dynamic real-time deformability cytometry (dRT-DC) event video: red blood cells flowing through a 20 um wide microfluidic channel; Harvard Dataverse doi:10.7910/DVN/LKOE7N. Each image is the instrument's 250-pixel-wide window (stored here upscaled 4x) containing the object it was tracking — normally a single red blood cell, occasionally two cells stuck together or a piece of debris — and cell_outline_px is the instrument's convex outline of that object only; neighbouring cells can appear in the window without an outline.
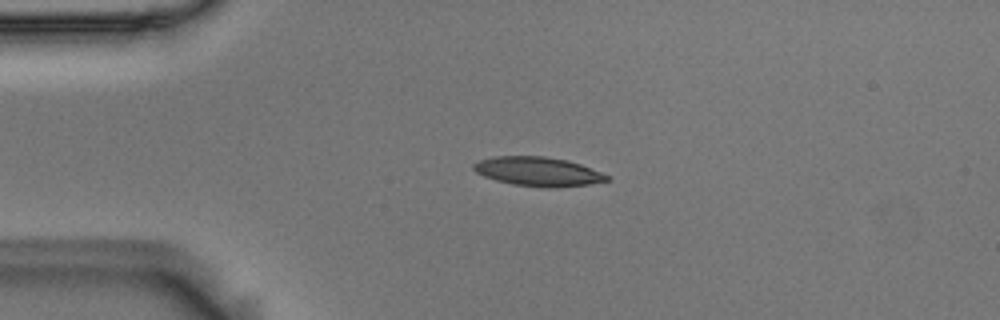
{"species": "Egyptian fruit bat (a non-hibernating species)", "species_latin": "Rousettus aegyptiacus", "temperature_condition": "room temperature", "stored_images_in_passage": 43, "camera_frame_rate_fps": 3000, "um_per_image_px": 0.085, "animal": {"sex": "male"}, "frame": {"image": 1, "passage_image": 1, "time_ms": 0.0, "image_size_px": [1000, 320], "cell_outline_px": [[612, 180], [588, 184], [556, 188], [544, 188], [512, 184], [496, 180], [484, 176], [476, 172], [472, 168], [472, 164], [480, 160], [492, 156], [544, 156], [568, 160], [580, 164], [600, 172], [608, 176]], "centroid_in_image_um": [45.72, 14.58], "position_along_channel_um": 39.3, "area_um2": 22.72}}
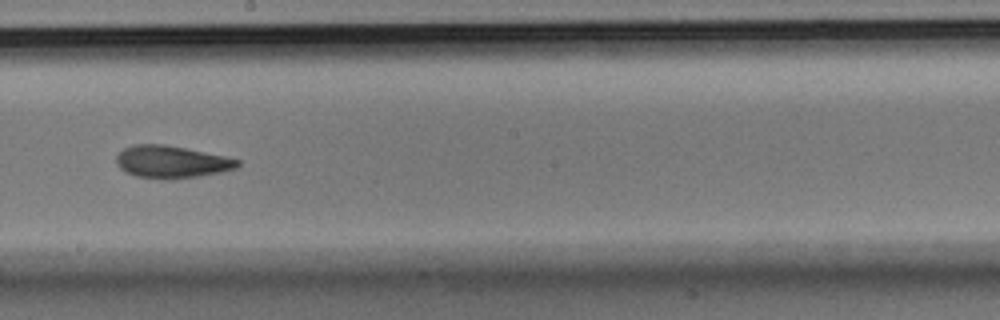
{"frame": {"image": 2, "passage_image": 19, "time_ms": 6.0, "image_size_px": [1000, 320], "cell_outline_px": [[240, 164], [236, 168], [220, 172], [200, 176], [136, 176], [124, 172], [116, 164], [116, 156], [124, 148], [132, 144], [164, 144], [224, 156], [240, 160]], "centroid_in_image_um": [14.55, 13.71], "position_along_channel_um": 233.6, "area_um2": 21.96}}
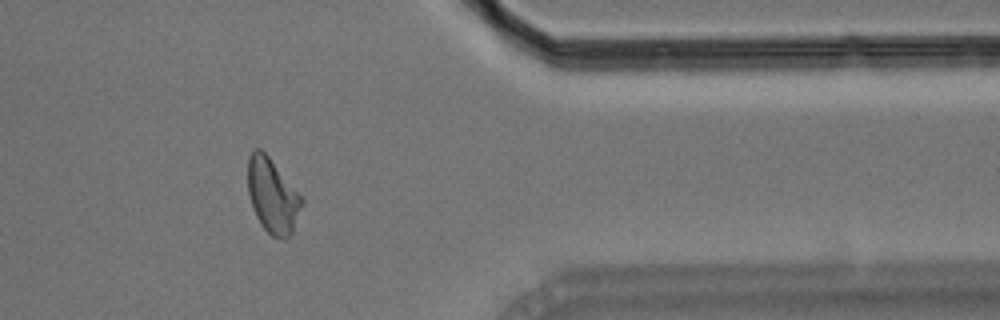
{"frame": {"image": 3, "passage_image": 33, "time_ms": 10.667, "image_size_px": [1000, 320], "cell_outline_px": [[304, 200], [292, 232], [284, 240], [272, 236], [260, 224], [256, 216], [248, 192], [248, 156], [252, 148], [260, 148], [268, 156]], "centroid_in_image_um": [23.14, 16.63], "position_along_channel_um": 388.3, "area_um2": 23.06}, "authors_computed_cell_mechanics": {"area_um2": 22.9466, "velocity_mm_per_s": 3.6984, "shape_relaxation_time_tau1_ms": 8.3964, "shape_relaxation_time_tau2_ms": 3.9697, "deformation_change_tau1": 0.2004, "deformation_change_tau2": 0.1271}}